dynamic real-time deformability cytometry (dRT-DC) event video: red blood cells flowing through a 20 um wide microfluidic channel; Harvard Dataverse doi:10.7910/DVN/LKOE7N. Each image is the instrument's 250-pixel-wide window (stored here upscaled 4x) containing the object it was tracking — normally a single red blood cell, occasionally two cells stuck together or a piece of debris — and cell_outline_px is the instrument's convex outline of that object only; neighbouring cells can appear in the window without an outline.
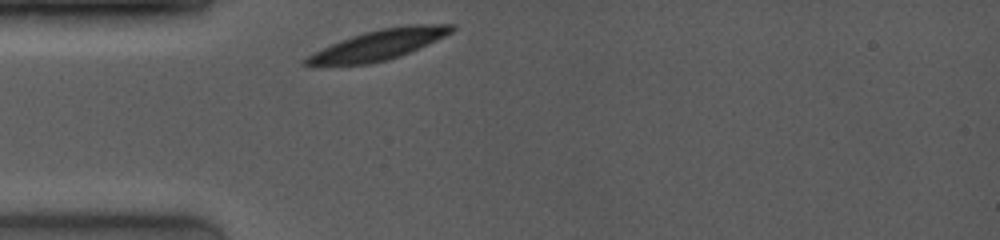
{"species": "common noctule bat (a hibernating species)", "species_latin": "Nyctalus noctula", "temperature_condition": "room temperature", "stored_images_in_passage": 40, "camera_frame_rate_fps": 4000, "um_per_image_px": 0.085, "animal": {"sex": "female", "body_mass_g": 19.0, "forearm_length_mm": 53.3}, "frame": {"image": 1, "passage_image": 1, "time_ms": 0.0, "image_size_px": [1000, 240], "cell_outline_px": [[456, 28], [452, 32], [428, 44], [400, 56], [388, 60], [368, 64], [320, 68], [300, 64], [300, 60], [340, 40], [364, 32], [384, 28], [408, 24], [456, 24]], "centroid_in_image_um": [32.09, 3.85], "position_along_channel_um": 52.9, "area_um2": 26.13}}
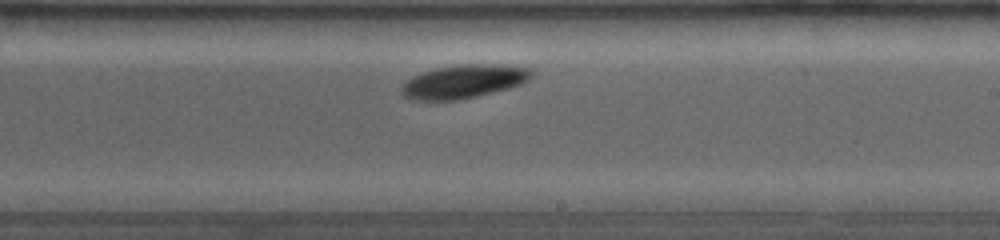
{"frame": {"image": 2, "passage_image": 23, "time_ms": 5.25, "image_size_px": [1000, 240], "cell_outline_px": [[532, 76], [528, 80], [520, 84], [508, 88], [476, 96], [456, 100], [412, 100], [404, 96], [400, 92], [400, 88], [412, 76], [436, 68], [456, 64], [504, 64], [528, 68], [532, 72]], "centroid_in_image_um": [39.4, 6.92], "position_along_channel_um": 249.6, "area_um2": 25.26}}
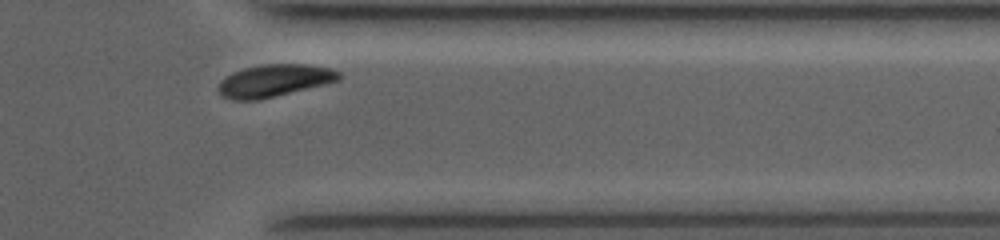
{"frame": {"image": 3, "passage_image": 37, "time_ms": 8.75, "image_size_px": [1000, 240], "cell_outline_px": [[340, 80], [328, 84], [256, 100], [232, 100], [224, 96], [220, 92], [220, 80], [232, 72], [244, 68], [264, 64], [308, 64], [332, 68], [340, 72]], "centroid_in_image_um": [23.37, 6.84], "position_along_channel_um": 388.0, "area_um2": 22.66}, "authors_computed_cell_mechanics": {"area_um2": 25.6054, "velocity_mm_per_s": 3.9137, "shape_relaxation_time_tau1_ms": 1.5471, "shape_relaxation_time_tau2_ms": null, "deformation_change_tau1": 0.0826, "deformation_change_tau2": null}}